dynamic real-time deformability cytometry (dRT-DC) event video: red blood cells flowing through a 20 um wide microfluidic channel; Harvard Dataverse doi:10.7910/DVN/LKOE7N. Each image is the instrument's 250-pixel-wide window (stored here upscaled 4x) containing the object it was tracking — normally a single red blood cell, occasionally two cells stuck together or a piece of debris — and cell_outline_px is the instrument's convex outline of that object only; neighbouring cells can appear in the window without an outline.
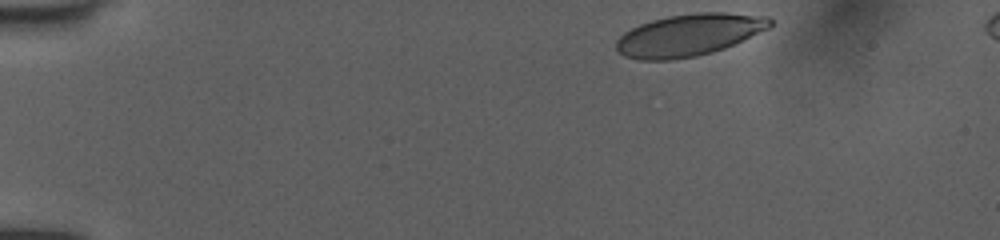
{"species": "human", "species_latin": "Homo sapiens", "temperature_condition": "room temperature", "stored_images_in_passage": 38, "camera_frame_rate_fps": 3000, "um_per_image_px": 0.085, "donor": {"sex": "female"}, "frame": {"image": 1, "passage_image": 1, "time_ms": 0.0, "image_size_px": [1000, 240], "cell_outline_px": [[772, 24], [768, 28], [724, 48], [712, 52], [696, 56], [672, 60], [640, 60], [624, 56], [616, 48], [616, 40], [624, 32], [640, 24], [652, 20], [668, 16], [696, 12], [724, 12], [768, 16], [772, 20]], "centroid_in_image_um": [58.54, 2.97], "position_along_channel_um": 26.5, "area_um2": 37.51}}
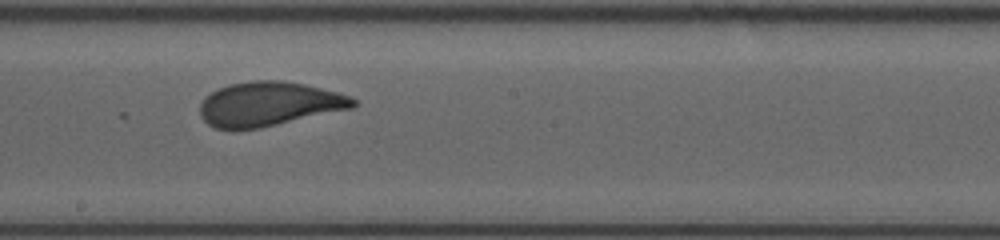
{"frame": {"image": 2, "passage_image": 23, "time_ms": 7.333, "image_size_px": [1000, 240], "cell_outline_px": [[356, 104], [352, 108], [260, 128], [216, 128], [208, 124], [200, 116], [200, 104], [212, 92], [228, 84], [252, 80], [284, 80], [304, 84], [352, 96], [356, 100]], "centroid_in_image_um": [22.88, 8.82], "position_along_channel_um": 225.3, "area_um2": 39.13}}
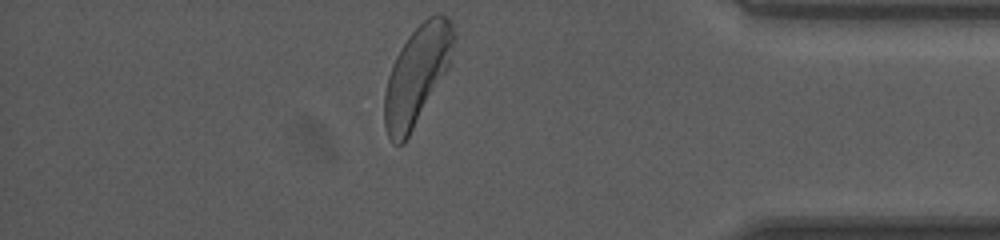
{"frame": {"image": 3, "passage_image": 38, "time_ms": 12.333, "image_size_px": [1000, 240], "cell_outline_px": [[456, 40], [448, 64], [444, 72], [404, 144], [392, 144], [388, 136], [384, 124], [384, 92], [388, 76], [392, 64], [400, 48], [408, 36], [428, 16], [436, 12], [440, 12], [452, 24], [456, 32]], "centroid_in_image_um": [35.41, 6.35], "position_along_channel_um": 399.8, "area_um2": 39.07}, "authors_computed_cell_mechanics": {"area_um2": 39.3907, "velocity_mm_per_s": 4.0045, "shape_relaxation_time_tau1_ms": 3.7707, "shape_relaxation_time_tau2_ms": null, "deformation_change_tau1": 0.1492, "deformation_change_tau2": null}}